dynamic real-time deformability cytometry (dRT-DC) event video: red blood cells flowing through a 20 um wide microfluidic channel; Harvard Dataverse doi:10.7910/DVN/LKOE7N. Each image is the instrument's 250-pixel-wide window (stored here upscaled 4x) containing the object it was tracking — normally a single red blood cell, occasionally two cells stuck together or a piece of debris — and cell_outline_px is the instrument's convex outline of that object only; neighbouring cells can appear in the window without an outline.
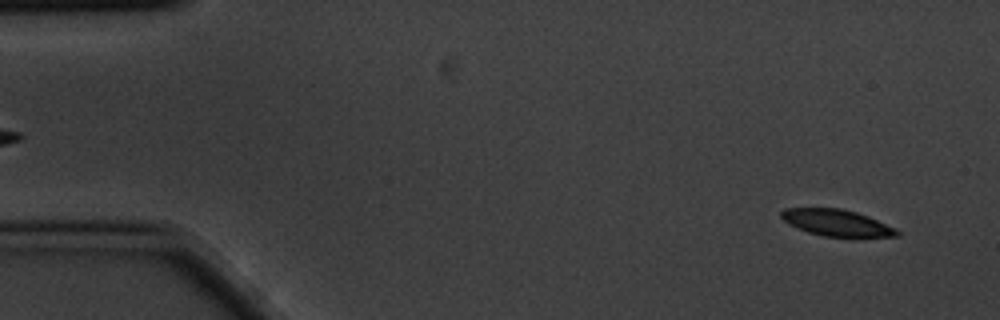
{"species": "common noctule bat (a hibernating species)", "species_latin": "Nyctalus noctula", "temperature_condition": "cold", "stored_images_in_passage": 8, "camera_frame_rate_fps": 3000, "um_per_image_px": 0.085, "animal": {"sex": "male", "body_mass_g": 20.1, "forearm_length_mm": 53.5}, "frame": {"image": 1, "passage_image": 1, "time_ms": 0.0, "image_size_px": [1000, 320], "cell_outline_px": [[900, 236], [824, 236], [808, 232], [788, 224], [780, 216], [780, 212], [784, 208], [840, 208], [856, 212], [868, 216], [896, 228], [900, 232]], "centroid_in_image_um": [71.09, 18.92], "position_along_channel_um": 13.9, "area_um2": 17.69}}
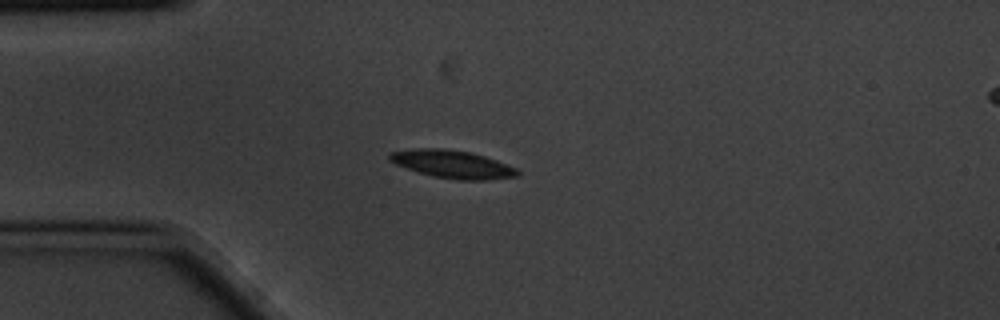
{"frame": {"image": 2, "passage_image": 4, "time_ms": 1.0, "image_size_px": [1000, 320], "cell_outline_px": [[520, 172], [516, 176], [488, 180], [460, 180], [432, 176], [396, 164], [388, 160], [388, 152], [412, 148], [444, 148], [468, 152], [484, 156], [496, 160], [516, 168]], "centroid_in_image_um": [38.42, 13.95], "position_along_channel_um": 46.6, "area_um2": 20.69}}
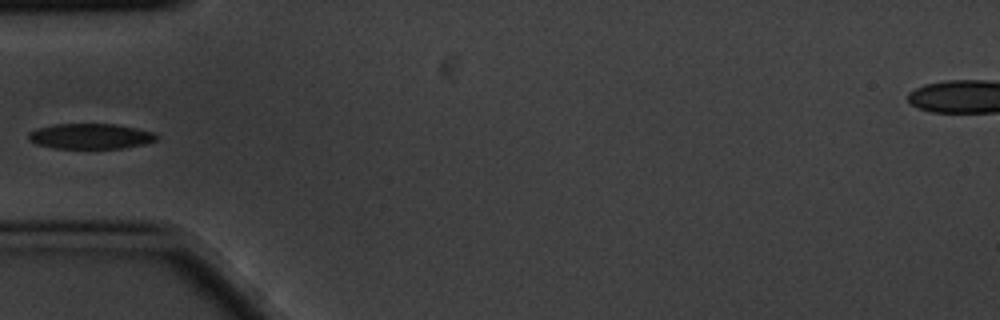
{"frame": {"image": 3, "passage_image": 5, "time_ms": 1.333, "image_size_px": [1000, 320], "cell_outline_px": [[160, 136], [156, 140], [144, 144], [124, 148], [52, 148], [36, 144], [28, 140], [28, 132], [36, 128], [56, 124], [112, 124], [136, 128], [152, 132]], "centroid_in_image_um": [7.66, 11.58], "position_along_channel_um": 77.3, "area_um2": 18.96}}